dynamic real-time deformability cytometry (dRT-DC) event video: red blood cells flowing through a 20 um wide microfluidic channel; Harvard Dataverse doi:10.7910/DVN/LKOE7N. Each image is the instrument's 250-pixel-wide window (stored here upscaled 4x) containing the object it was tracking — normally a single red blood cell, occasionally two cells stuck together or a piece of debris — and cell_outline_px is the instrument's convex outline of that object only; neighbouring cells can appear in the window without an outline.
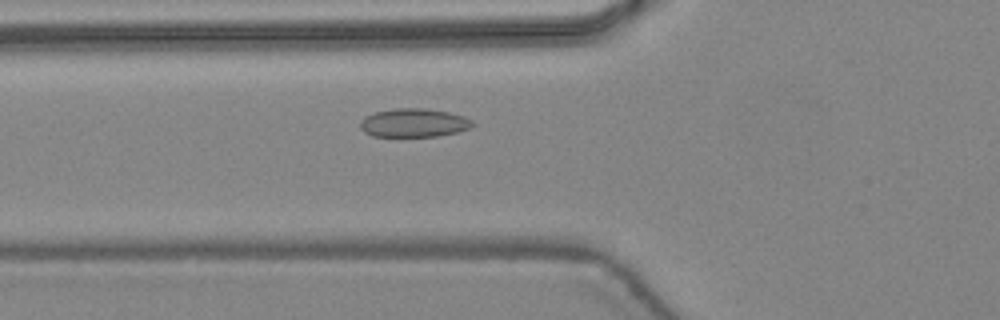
{"species": "common noctule bat (a hibernating species)", "species_latin": "Nyctalus noctula", "temperature_condition": "warm", "stored_images_in_passage": 32, "camera_frame_rate_fps": 3000, "um_per_image_px": 0.085, "animal": {"sex": "female", "body_mass_g": 24.6, "forearm_length_mm": 56.2}, "frame": {"image": 1, "passage_image": 3, "time_ms": 0.667, "image_size_px": [1000, 320], "cell_outline_px": [[476, 124], [472, 128], [456, 132], [436, 136], [372, 136], [364, 132], [360, 128], [360, 120], [364, 116], [372, 112], [392, 108], [424, 108], [448, 112], [464, 116], [472, 120]], "centroid_in_image_um": [35.16, 10.43], "position_along_channel_um": 90.6, "area_um2": 18.96}}
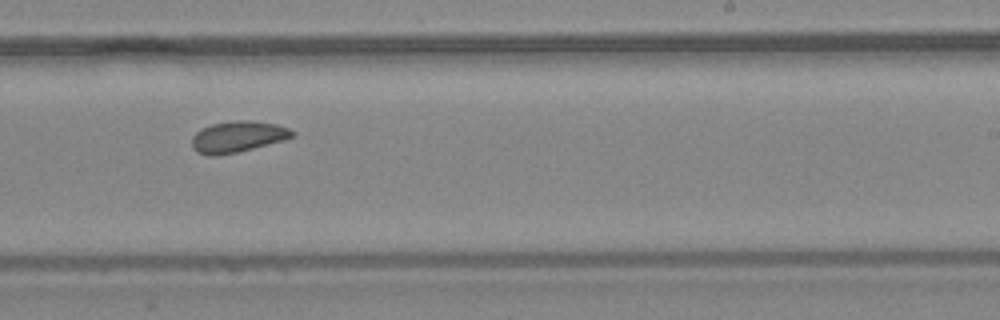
{"frame": {"image": 2, "passage_image": 15, "time_ms": 4.667, "image_size_px": [1000, 320], "cell_outline_px": [[296, 136], [284, 140], [236, 152], [216, 156], [208, 156], [196, 152], [192, 148], [192, 136], [196, 132], [212, 124], [236, 120], [252, 120], [276, 124], [288, 128], [296, 132]], "centroid_in_image_um": [20.21, 11.62], "position_along_channel_um": 268.8, "area_um2": 18.26}}
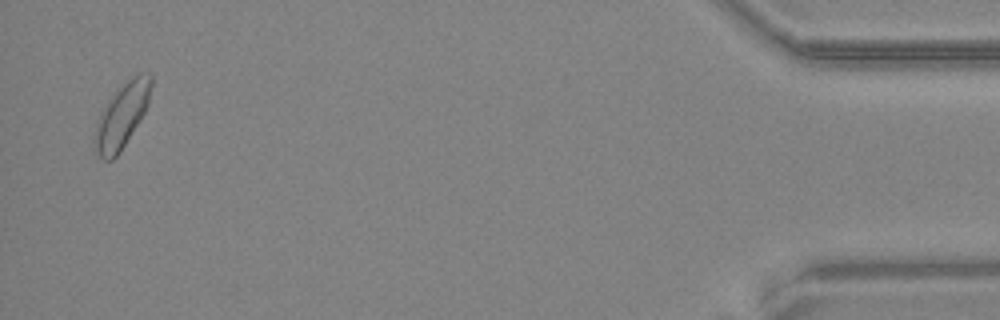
{"frame": {"image": 3, "passage_image": 31, "time_ms": 10.0, "image_size_px": [1000, 320], "cell_outline_px": [[152, 84], [148, 104], [140, 120], [120, 152], [112, 160], [104, 160], [96, 152], [92, 140], [92, 136], [100, 112], [108, 100], [132, 76], [140, 72], [152, 72]], "centroid_in_image_um": [10.35, 9.83], "position_along_channel_um": 424.9, "area_um2": 21.27}, "authors_computed_cell_mechanics": {"area_um2": 18.3226, "velocity_mm_per_s": 4.4525, "shape_relaxation_time_tau1_ms": 2.9224, "shape_relaxation_time_tau2_ms": 7.1541, "deformation_change_tau1": 0.0554, "deformation_change_tau2": 0.0814}}